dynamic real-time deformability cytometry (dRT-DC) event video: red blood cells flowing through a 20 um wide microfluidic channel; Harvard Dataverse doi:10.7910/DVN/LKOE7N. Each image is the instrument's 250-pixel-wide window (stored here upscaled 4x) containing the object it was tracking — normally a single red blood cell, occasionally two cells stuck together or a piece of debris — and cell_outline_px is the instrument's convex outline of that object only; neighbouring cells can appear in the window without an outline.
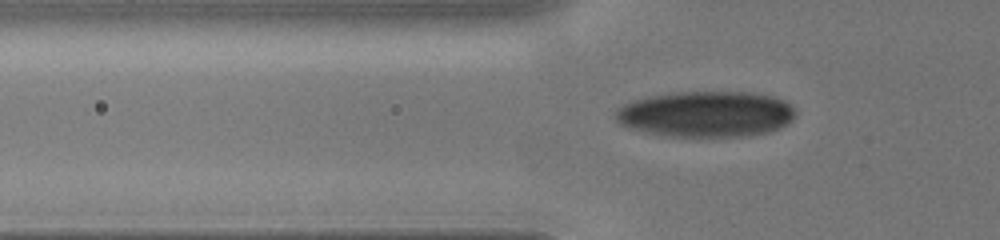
{"species": "human", "species_latin": "Homo sapiens", "temperature_condition": "cold", "stored_images_in_passage": 53, "camera_frame_rate_fps": 3000, "um_per_image_px": 0.085, "donor": {"sex": "male"}, "frame": {"image": 1, "passage_image": 4, "time_ms": 0.667, "image_size_px": [1000, 240], "cell_outline_px": [[796, 116], [788, 124], [780, 128], [768, 132], [748, 136], [664, 136], [628, 128], [620, 124], [616, 120], [616, 108], [624, 104], [648, 96], [676, 92], [748, 92], [772, 96], [784, 100], [796, 112]], "centroid_in_image_um": [60.02, 9.7], "position_along_channel_um": 65.8, "area_um2": 48.21}}
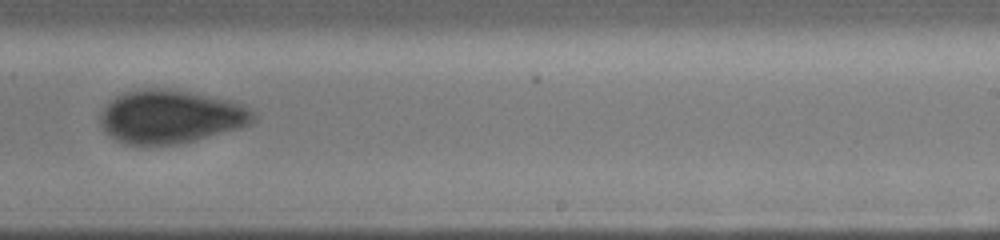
{"frame": {"image": 2, "passage_image": 24, "time_ms": 5.333, "image_size_px": [1000, 240], "cell_outline_px": [[256, 120], [252, 124], [240, 128], [196, 140], [176, 144], [124, 144], [108, 136], [104, 132], [100, 124], [100, 112], [108, 100], [124, 92], [140, 88], [168, 88], [212, 96], [232, 100], [244, 104], [256, 112]], "centroid_in_image_um": [14.51, 9.9], "position_along_channel_um": 274.5, "area_um2": 48.38}}
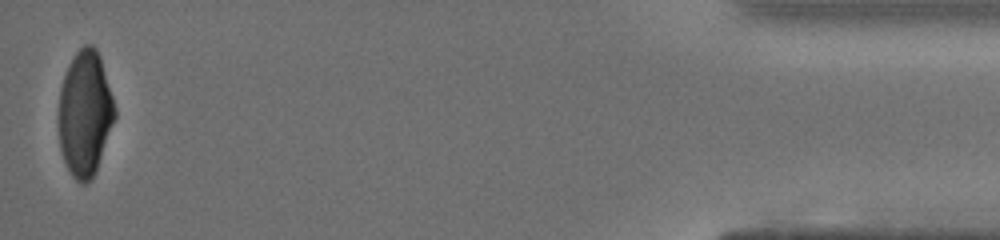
{"frame": {"image": 3, "passage_image": 51, "time_ms": 10.333, "image_size_px": [1000, 240], "cell_outline_px": [[116, 116], [96, 172], [84, 184], [80, 184], [72, 176], [64, 160], [60, 148], [56, 120], [60, 88], [68, 64], [72, 56], [84, 44], [92, 44], [96, 48], [100, 56], [116, 108]], "centroid_in_image_um": [7.2, 9.63], "position_along_channel_um": 428.0, "area_um2": 41.67}}